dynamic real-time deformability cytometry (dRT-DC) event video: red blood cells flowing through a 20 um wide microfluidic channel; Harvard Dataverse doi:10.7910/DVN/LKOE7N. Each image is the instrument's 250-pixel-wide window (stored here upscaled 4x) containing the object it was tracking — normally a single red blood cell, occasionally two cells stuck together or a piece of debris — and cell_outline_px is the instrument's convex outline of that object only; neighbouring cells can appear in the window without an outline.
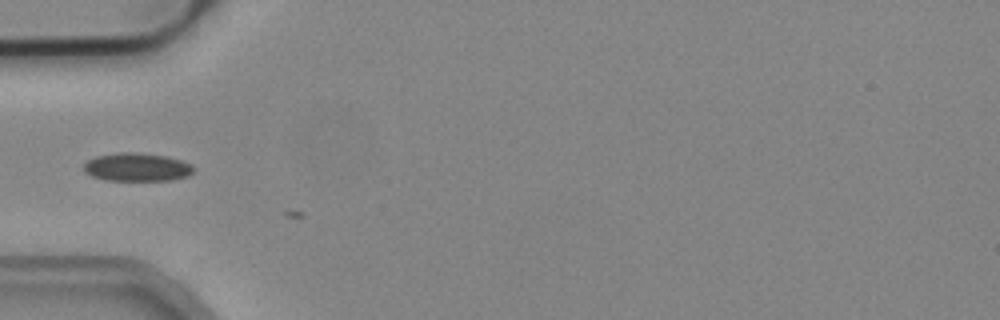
{"species": "common noctule bat (a hibernating species)", "species_latin": "Nyctalus noctula", "temperature_condition": "cold", "stored_images_in_passage": 6, "camera_frame_rate_fps": 3000, "um_per_image_px": 0.085, "animal": {"sex": "male", "body_mass_g": 19.2, "forearm_length_mm": 51.8}, "frame": {"image": 1, "passage_image": 5, "time_ms": 1.333, "image_size_px": [1000, 320], "cell_outline_px": [[196, 168], [188, 176], [172, 180], [104, 180], [92, 176], [84, 172], [84, 164], [88, 160], [96, 156], [120, 152], [136, 152], [168, 156], [184, 160], [192, 164]], "centroid_in_image_um": [11.68, 14.2], "position_along_channel_um": 73.3, "area_um2": 18.32}}